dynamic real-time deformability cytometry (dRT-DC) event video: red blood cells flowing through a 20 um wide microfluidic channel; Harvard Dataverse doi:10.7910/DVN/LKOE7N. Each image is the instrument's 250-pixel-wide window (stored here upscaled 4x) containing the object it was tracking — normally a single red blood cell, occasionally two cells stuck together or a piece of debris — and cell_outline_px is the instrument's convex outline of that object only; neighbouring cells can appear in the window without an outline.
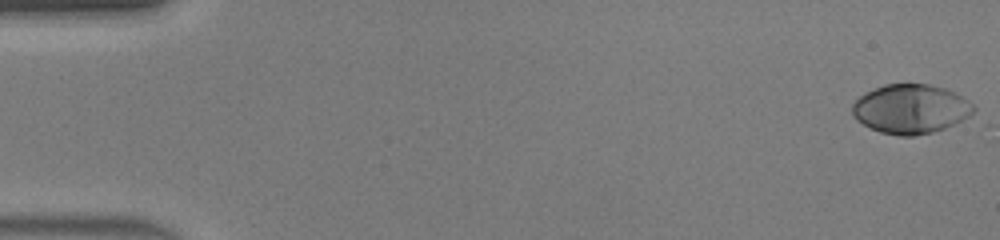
{"species": "human", "species_latin": "Homo sapiens", "temperature_condition": "warm", "stored_images_in_passage": 47, "camera_frame_rate_fps": 3000, "um_per_image_px": 0.085, "donor": {"sex": "male"}, "frame": {"image": 1, "passage_image": 1, "time_ms": 0.0, "image_size_px": [1000, 240], "cell_outline_px": [[976, 116], [944, 128], [932, 132], [912, 136], [900, 136], [880, 132], [856, 120], [852, 116], [852, 104], [860, 96], [884, 84], [928, 84], [944, 88], [968, 100], [976, 108]], "centroid_in_image_um": [77.45, 9.27], "position_along_channel_um": 7.5, "area_um2": 34.91}}
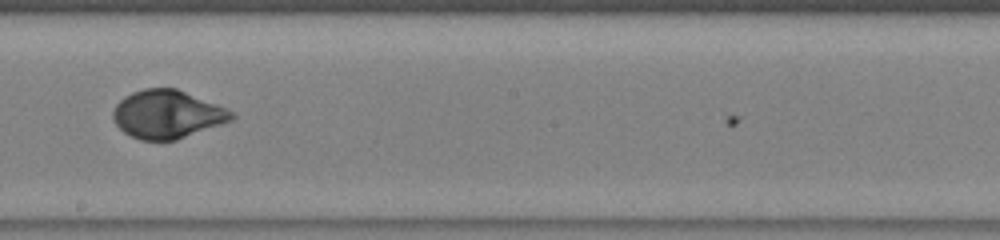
{"frame": {"image": 2, "passage_image": 27, "time_ms": 8.667, "image_size_px": [1000, 240], "cell_outline_px": [[236, 116], [232, 120], [176, 140], [140, 140], [124, 132], [116, 124], [112, 116], [112, 112], [116, 104], [124, 96], [132, 92], [144, 88], [176, 88], [236, 112]], "centroid_in_image_um": [14.21, 9.71], "position_along_channel_um": 234.0, "area_um2": 33.18}}
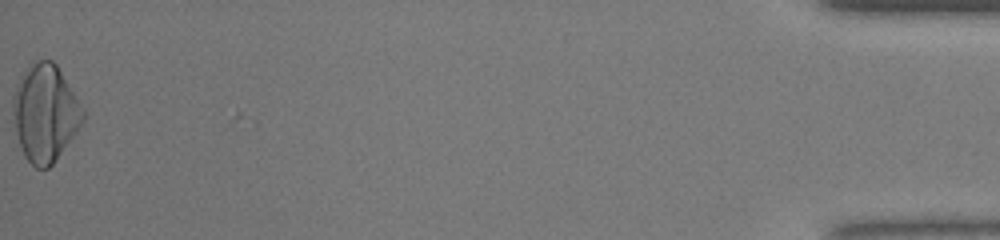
{"frame": {"image": 3, "passage_image": 47, "time_ms": 15.333, "image_size_px": [1000, 240], "cell_outline_px": [[84, 120], [76, 132], [52, 164], [48, 168], [36, 168], [24, 156], [16, 132], [12, 112], [12, 96], [16, 84], [20, 76], [36, 60], [52, 60], [56, 64], [84, 108]], "centroid_in_image_um": [3.82, 9.59], "position_along_channel_um": 431.4, "area_um2": 39.3}, "authors_computed_cell_mechanics": {"area_um2": 33.9286, "velocity_mm_per_s": 4.4617, "shape_relaxation_time_tau1_ms": 2.5863, "shape_relaxation_time_tau2_ms": null, "deformation_change_tau1": 0.1853, "deformation_change_tau2": null}}